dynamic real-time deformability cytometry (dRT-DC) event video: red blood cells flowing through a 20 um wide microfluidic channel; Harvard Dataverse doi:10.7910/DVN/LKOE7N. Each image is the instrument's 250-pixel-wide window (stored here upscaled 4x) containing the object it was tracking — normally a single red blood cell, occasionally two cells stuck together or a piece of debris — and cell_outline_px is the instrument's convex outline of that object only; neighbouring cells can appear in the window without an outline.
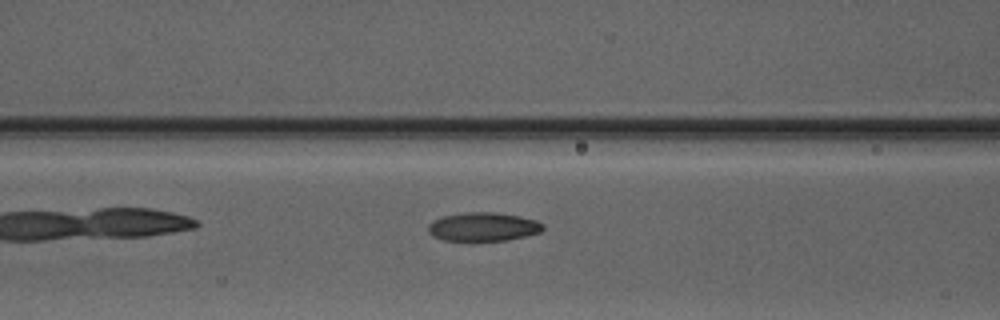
{"species": "Egyptian fruit bat (a non-hibernating species)", "species_latin": "Rousettus aegyptiacus", "temperature_condition": "warm", "stored_images_in_passage": 5, "camera_frame_rate_fps": 3000, "um_per_image_px": 0.085, "animal": {"sex": "male"}, "frame": {"image": 1, "passage_image": 5, "time_ms": 4.667, "image_size_px": [1000, 320], "cell_outline_px": [[544, 228], [540, 232], [508, 240], [472, 244], [444, 240], [432, 236], [428, 232], [428, 224], [432, 220], [444, 216], [464, 212], [496, 212], [520, 216], [536, 220], [544, 224]], "centroid_in_image_um": [41.03, 19.32], "position_along_channel_um": 125.6, "area_um2": 20.11}}